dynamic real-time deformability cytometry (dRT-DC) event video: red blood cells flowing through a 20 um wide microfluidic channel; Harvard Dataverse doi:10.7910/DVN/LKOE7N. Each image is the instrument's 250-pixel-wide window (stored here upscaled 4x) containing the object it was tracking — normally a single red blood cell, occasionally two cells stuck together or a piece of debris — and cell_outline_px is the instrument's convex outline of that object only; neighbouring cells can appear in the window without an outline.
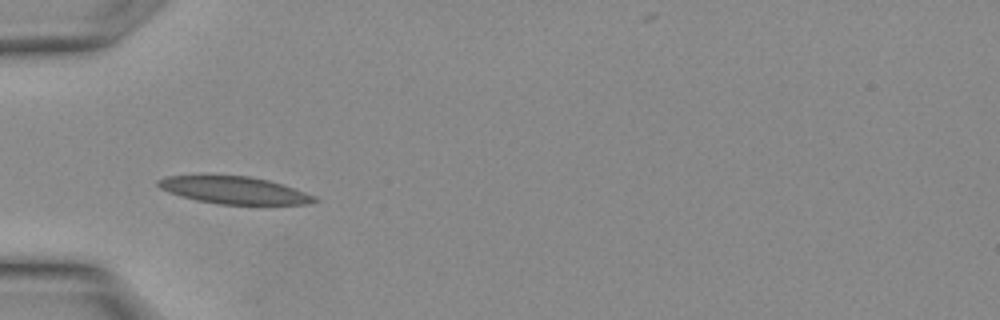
{"species": "Egyptian fruit bat (a non-hibernating species)", "species_latin": "Rousettus aegyptiacus", "temperature_condition": "warm", "stored_images_in_passage": 3, "camera_frame_rate_fps": 3000, "um_per_image_px": 0.085, "animal": {"sex": "female"}, "frame": {"image": 1, "passage_image": 1, "time_ms": 0.0, "image_size_px": [1000, 320], "cell_outline_px": [[320, 200], [308, 204], [220, 204], [196, 200], [160, 188], [156, 184], [156, 180], [168, 176], [248, 176], [268, 180], [316, 196]], "centroid_in_image_um": [19.93, 16.17], "position_along_channel_um": 65.1, "area_um2": 24.28}}
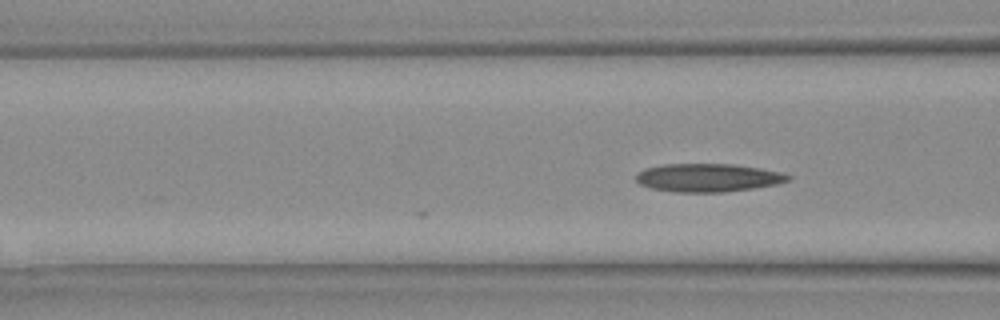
{"frame": {"image": 2, "passage_image": 3, "time_ms": 0.667, "image_size_px": [1000, 320], "cell_outline_px": [[792, 180], [780, 184], [724, 192], [676, 192], [652, 188], [640, 184], [636, 180], [636, 176], [640, 172], [648, 168], [664, 164], [732, 164], [760, 168], [784, 172], [792, 176]], "centroid_in_image_um": [60.28, 15.1], "position_along_channel_um": 106.3, "area_um2": 25.03}}